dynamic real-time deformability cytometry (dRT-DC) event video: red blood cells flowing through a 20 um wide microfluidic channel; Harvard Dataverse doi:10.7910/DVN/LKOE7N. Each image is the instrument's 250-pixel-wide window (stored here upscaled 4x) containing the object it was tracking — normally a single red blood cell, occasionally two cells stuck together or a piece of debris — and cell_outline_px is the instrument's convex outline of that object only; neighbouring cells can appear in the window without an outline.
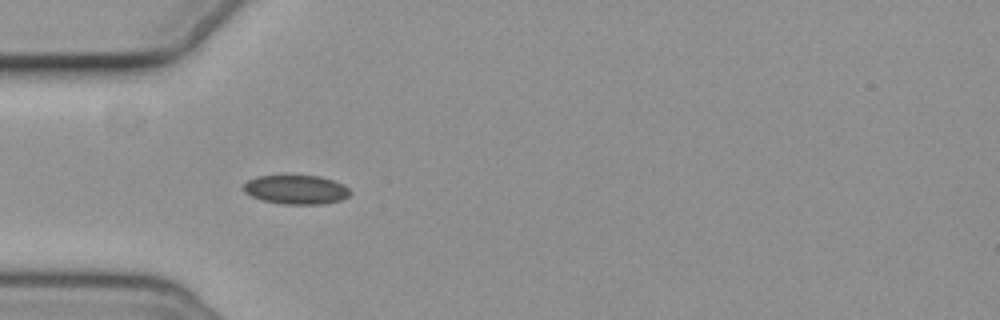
{"species": "common noctule bat (a hibernating species)", "species_latin": "Nyctalus noctula", "temperature_condition": "cold", "stored_images_in_passage": 5, "camera_frame_rate_fps": 3000, "um_per_image_px": 0.085, "animal": {"sex": "female", "body_mass_g": 19.3, "forearm_length_mm": 54.1}, "frame": {"image": 1, "passage_image": 4, "time_ms": 3.667, "image_size_px": [1000, 320], "cell_outline_px": [[352, 192], [348, 196], [340, 200], [324, 204], [284, 204], [264, 200], [252, 196], [244, 192], [244, 184], [248, 180], [256, 176], [320, 176], [344, 184]], "centroid_in_image_um": [25.2, 16.12], "position_along_channel_um": 59.8, "area_um2": 17.92}}
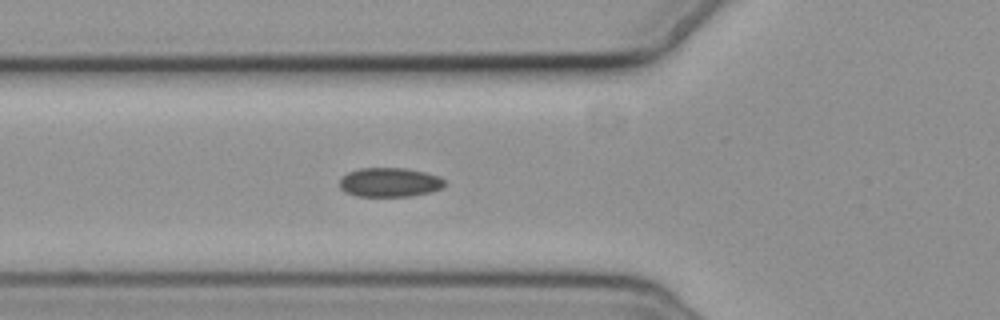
{"frame": {"image": 2, "passage_image": 5, "time_ms": 4.667, "image_size_px": [1000, 320], "cell_outline_px": [[444, 188], [432, 192], [412, 196], [356, 196], [344, 192], [340, 188], [340, 180], [348, 172], [360, 168], [404, 168], [424, 172], [440, 176], [444, 180]], "centroid_in_image_um": [33.14, 15.5], "position_along_channel_um": 92.7, "area_um2": 17.98}}